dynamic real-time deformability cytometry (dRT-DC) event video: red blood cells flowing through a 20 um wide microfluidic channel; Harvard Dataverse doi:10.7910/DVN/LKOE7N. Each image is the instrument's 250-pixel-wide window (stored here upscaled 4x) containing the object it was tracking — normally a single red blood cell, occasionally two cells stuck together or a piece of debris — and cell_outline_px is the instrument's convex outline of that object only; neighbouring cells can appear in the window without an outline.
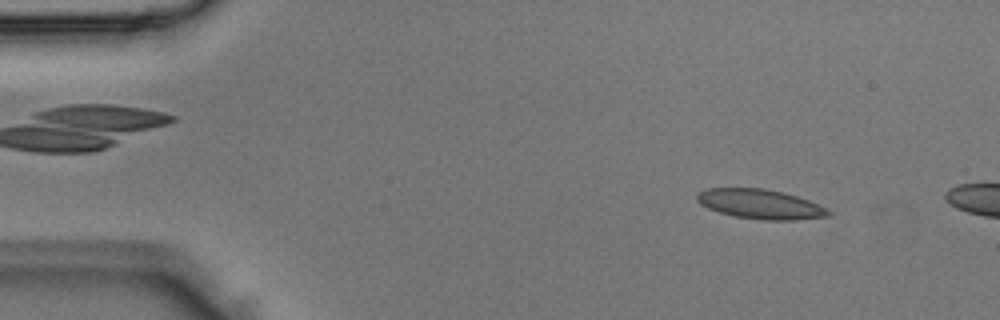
{"species": "Egyptian fruit bat (a non-hibernating species)", "species_latin": "Rousettus aegyptiacus", "temperature_condition": "room temperature", "stored_images_in_passage": 2, "camera_frame_rate_fps": 3000, "um_per_image_px": 0.085, "animal": {"sex": "male"}, "frame": {"image": 1, "passage_image": 2, "time_ms": 0.333, "image_size_px": [1000, 320], "cell_outline_px": [[832, 216], [796, 220], [764, 220], [732, 216], [708, 208], [700, 204], [696, 200], [696, 192], [708, 188], [764, 188], [796, 196], [808, 200], [832, 212]], "centroid_in_image_um": [64.59, 17.35], "position_along_channel_um": 20.4, "area_um2": 22.66}}